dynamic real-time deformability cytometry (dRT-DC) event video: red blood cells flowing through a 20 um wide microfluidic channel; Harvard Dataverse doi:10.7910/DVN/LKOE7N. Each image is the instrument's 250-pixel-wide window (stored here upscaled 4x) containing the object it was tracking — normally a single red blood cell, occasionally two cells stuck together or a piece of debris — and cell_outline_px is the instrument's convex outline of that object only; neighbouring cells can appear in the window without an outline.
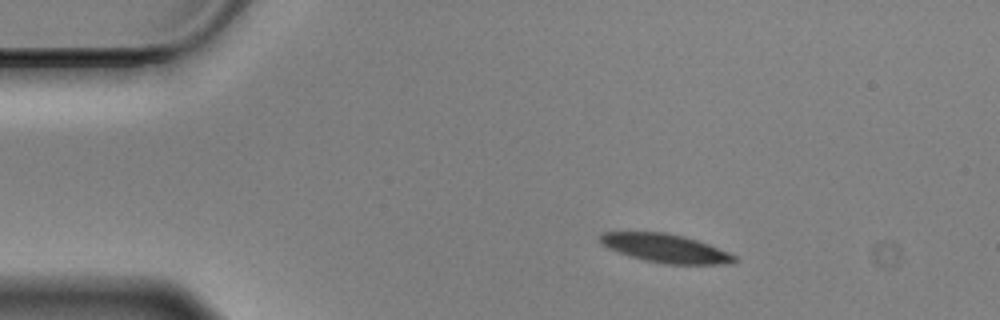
{"species": "Egyptian fruit bat (a non-hibernating species)", "species_latin": "Rousettus aegyptiacus", "temperature_condition": "cold", "stored_images_in_passage": 49, "camera_frame_rate_fps": 3000, "um_per_image_px": 0.085, "animal": {"sex": "male"}, "frame": {"image": 1, "passage_image": 1, "time_ms": 0.0, "image_size_px": [1000, 320], "cell_outline_px": [[736, 260], [732, 264], [664, 264], [644, 260], [608, 248], [600, 244], [600, 236], [604, 232], [664, 232], [684, 236], [708, 244], [728, 252], [736, 256]], "centroid_in_image_um": [56.58, 21.1], "position_along_channel_um": 28.4, "area_um2": 22.14}}
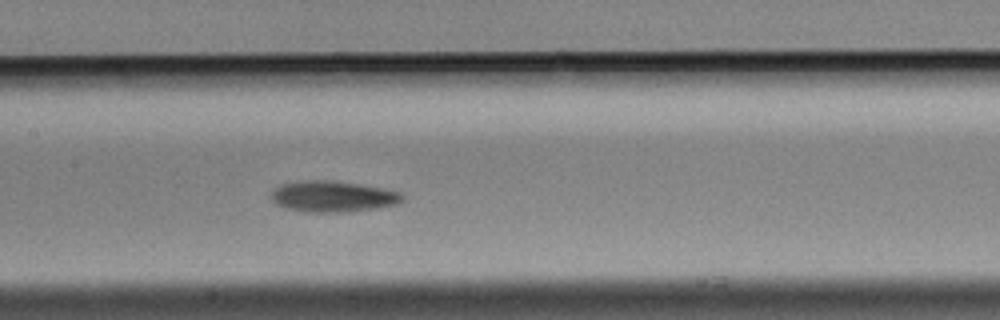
{"frame": {"image": 2, "passage_image": 19, "time_ms": 6.0, "image_size_px": [1000, 320], "cell_outline_px": [[404, 200], [400, 204], [344, 212], [312, 212], [288, 208], [276, 204], [272, 200], [272, 192], [280, 184], [300, 180], [332, 180], [360, 184], [384, 188], [400, 192], [404, 196]], "centroid_in_image_um": [28.32, 16.68], "position_along_channel_um": 179.1, "area_um2": 23.7}}
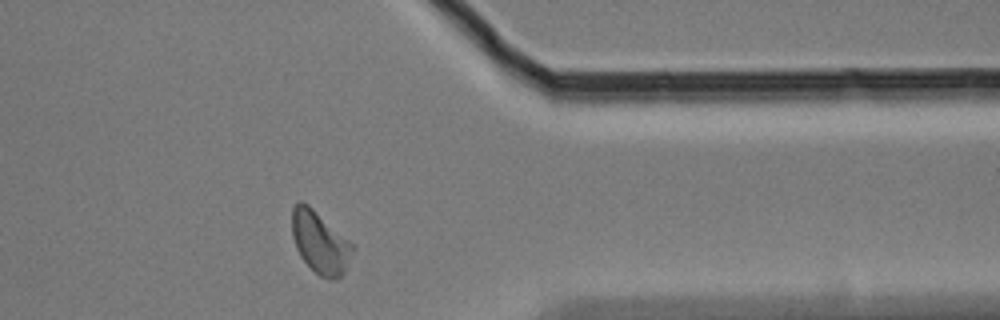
{"frame": {"image": 3, "passage_image": 38, "time_ms": 12.333, "image_size_px": [1000, 320], "cell_outline_px": [[356, 248], [344, 272], [340, 276], [332, 280], [328, 280], [320, 276], [300, 256], [296, 248], [292, 236], [292, 208], [300, 200], [308, 204], [356, 244]], "centroid_in_image_um": [27.24, 20.59], "position_along_channel_um": 384.2, "area_um2": 22.25}, "authors_computed_cell_mechanics": {"area_um2": 22.3108, "velocity_mm_per_s": 3.4383, "shape_relaxation_time_tau1_ms": 7.1559, "shape_relaxation_time_tau2_ms": 7.5408, "deformation_change_tau1": 0.1562, "deformation_change_tau2": 0.1427}}